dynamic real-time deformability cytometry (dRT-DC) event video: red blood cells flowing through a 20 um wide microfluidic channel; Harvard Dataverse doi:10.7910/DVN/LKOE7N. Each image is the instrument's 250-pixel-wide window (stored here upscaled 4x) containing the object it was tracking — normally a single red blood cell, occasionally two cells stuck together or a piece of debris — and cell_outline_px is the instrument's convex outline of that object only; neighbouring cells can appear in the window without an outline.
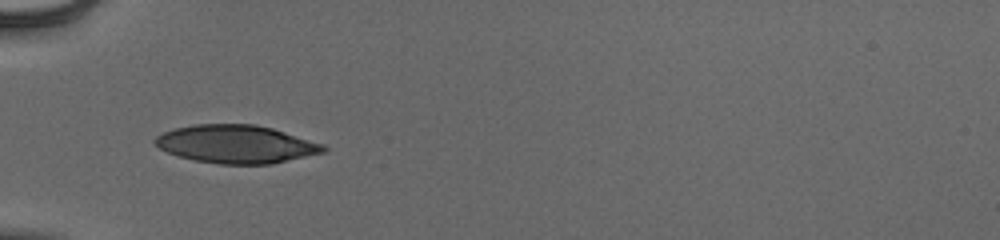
{"species": "human", "species_latin": "Homo sapiens", "temperature_condition": "cold", "stored_images_in_passage": 35, "camera_frame_rate_fps": 3000, "um_per_image_px": 0.085, "donor": {"sex": "male"}, "frame": {"image": 1, "passage_image": 1, "time_ms": 0.0, "image_size_px": [1000, 240], "cell_outline_px": [[328, 148], [324, 152], [272, 164], [220, 164], [196, 160], [180, 156], [168, 152], [160, 148], [152, 140], [156, 136], [164, 132], [176, 128], [196, 124], [256, 124], [272, 128], [324, 144]], "centroid_in_image_um": [20.1, 12.25], "position_along_channel_um": 64.9, "area_um2": 37.17}}
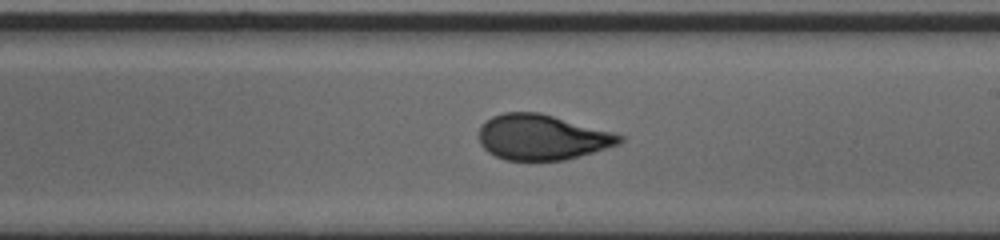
{"frame": {"image": 2, "passage_image": 15, "time_ms": 4.667, "image_size_px": [1000, 240], "cell_outline_px": [[624, 140], [620, 144], [564, 160], [504, 160], [488, 152], [480, 144], [480, 128], [492, 116], [504, 112], [540, 112], [612, 132], [624, 136]], "centroid_in_image_um": [46.07, 11.66], "position_along_channel_um": 242.9, "area_um2": 36.88}}
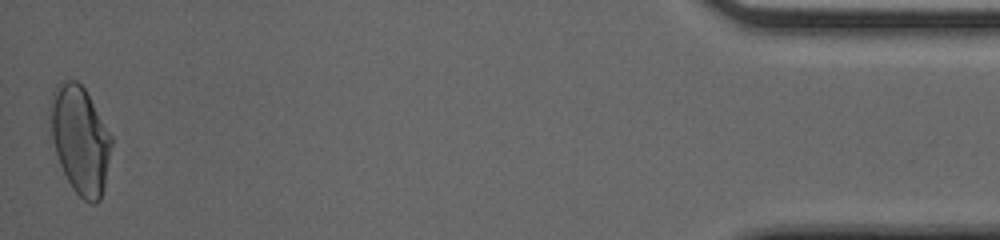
{"frame": {"image": 3, "passage_image": 35, "time_ms": 11.333, "image_size_px": [1000, 240], "cell_outline_px": [[112, 144], [104, 188], [100, 200], [96, 204], [92, 204], [84, 200], [72, 188], [60, 164], [56, 152], [52, 136], [48, 116], [48, 104], [52, 92], [56, 84], [60, 80], [76, 80], [84, 88], [112, 136]], "centroid_in_image_um": [6.79, 11.85], "position_along_channel_um": 428.4, "area_um2": 38.55}, "authors_computed_cell_mechanics": {"area_um2": 37.1654, "velocity_mm_per_s": 3.9511, "shape_relaxation_time_tau1_ms": 4.9747, "shape_relaxation_time_tau2_ms": 0.8351, "deformation_change_tau1": 0.1809, "deformation_change_tau2": 0.0624}}